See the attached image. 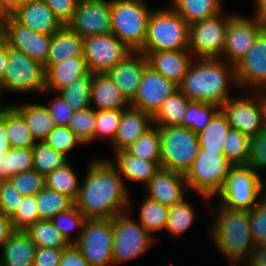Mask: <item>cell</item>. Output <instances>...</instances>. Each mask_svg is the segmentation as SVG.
Segmentation results:
<instances>
[{"label": "cell", "mask_w": 266, "mask_h": 266, "mask_svg": "<svg viewBox=\"0 0 266 266\" xmlns=\"http://www.w3.org/2000/svg\"><path fill=\"white\" fill-rule=\"evenodd\" d=\"M90 105L99 111L125 109L130 106V103L107 73H95L91 85Z\"/></svg>", "instance_id": "27"}, {"label": "cell", "mask_w": 266, "mask_h": 266, "mask_svg": "<svg viewBox=\"0 0 266 266\" xmlns=\"http://www.w3.org/2000/svg\"><path fill=\"white\" fill-rule=\"evenodd\" d=\"M265 183L266 179L249 165H233L216 198L224 207L251 210L266 196Z\"/></svg>", "instance_id": "6"}, {"label": "cell", "mask_w": 266, "mask_h": 266, "mask_svg": "<svg viewBox=\"0 0 266 266\" xmlns=\"http://www.w3.org/2000/svg\"><path fill=\"white\" fill-rule=\"evenodd\" d=\"M11 149L5 130V109L0 113V159Z\"/></svg>", "instance_id": "62"}, {"label": "cell", "mask_w": 266, "mask_h": 266, "mask_svg": "<svg viewBox=\"0 0 266 266\" xmlns=\"http://www.w3.org/2000/svg\"><path fill=\"white\" fill-rule=\"evenodd\" d=\"M88 71L84 56L72 57L55 64L45 72V91L43 93H56Z\"/></svg>", "instance_id": "29"}, {"label": "cell", "mask_w": 266, "mask_h": 266, "mask_svg": "<svg viewBox=\"0 0 266 266\" xmlns=\"http://www.w3.org/2000/svg\"><path fill=\"white\" fill-rule=\"evenodd\" d=\"M59 266H90L79 249L70 244L62 252Z\"/></svg>", "instance_id": "58"}, {"label": "cell", "mask_w": 266, "mask_h": 266, "mask_svg": "<svg viewBox=\"0 0 266 266\" xmlns=\"http://www.w3.org/2000/svg\"><path fill=\"white\" fill-rule=\"evenodd\" d=\"M45 186L68 196L75 202L79 195L80 181L72 168L71 161L48 173L45 176Z\"/></svg>", "instance_id": "40"}, {"label": "cell", "mask_w": 266, "mask_h": 266, "mask_svg": "<svg viewBox=\"0 0 266 266\" xmlns=\"http://www.w3.org/2000/svg\"><path fill=\"white\" fill-rule=\"evenodd\" d=\"M15 230H26L30 225L39 221L36 208V195H27L20 198L17 211L10 217Z\"/></svg>", "instance_id": "49"}, {"label": "cell", "mask_w": 266, "mask_h": 266, "mask_svg": "<svg viewBox=\"0 0 266 266\" xmlns=\"http://www.w3.org/2000/svg\"><path fill=\"white\" fill-rule=\"evenodd\" d=\"M37 248L24 230H15L0 251V266H33Z\"/></svg>", "instance_id": "28"}, {"label": "cell", "mask_w": 266, "mask_h": 266, "mask_svg": "<svg viewBox=\"0 0 266 266\" xmlns=\"http://www.w3.org/2000/svg\"><path fill=\"white\" fill-rule=\"evenodd\" d=\"M253 17L266 30V0H254Z\"/></svg>", "instance_id": "61"}, {"label": "cell", "mask_w": 266, "mask_h": 266, "mask_svg": "<svg viewBox=\"0 0 266 266\" xmlns=\"http://www.w3.org/2000/svg\"><path fill=\"white\" fill-rule=\"evenodd\" d=\"M3 38L9 47L26 53L45 63L51 43V34H42L19 24L11 15L2 20Z\"/></svg>", "instance_id": "17"}, {"label": "cell", "mask_w": 266, "mask_h": 266, "mask_svg": "<svg viewBox=\"0 0 266 266\" xmlns=\"http://www.w3.org/2000/svg\"><path fill=\"white\" fill-rule=\"evenodd\" d=\"M239 90L235 65L222 58H194L178 89L191 101L213 103L221 107L229 98L230 88ZM238 89V90H237Z\"/></svg>", "instance_id": "2"}, {"label": "cell", "mask_w": 266, "mask_h": 266, "mask_svg": "<svg viewBox=\"0 0 266 266\" xmlns=\"http://www.w3.org/2000/svg\"><path fill=\"white\" fill-rule=\"evenodd\" d=\"M5 130L11 148H32L36 144L26 122L11 104L5 108Z\"/></svg>", "instance_id": "35"}, {"label": "cell", "mask_w": 266, "mask_h": 266, "mask_svg": "<svg viewBox=\"0 0 266 266\" xmlns=\"http://www.w3.org/2000/svg\"><path fill=\"white\" fill-rule=\"evenodd\" d=\"M96 122L97 111L92 106L75 111L68 123V128L74 132L84 146H88L95 140Z\"/></svg>", "instance_id": "46"}, {"label": "cell", "mask_w": 266, "mask_h": 266, "mask_svg": "<svg viewBox=\"0 0 266 266\" xmlns=\"http://www.w3.org/2000/svg\"><path fill=\"white\" fill-rule=\"evenodd\" d=\"M54 12V15L63 26L68 25L77 9L79 0H43Z\"/></svg>", "instance_id": "55"}, {"label": "cell", "mask_w": 266, "mask_h": 266, "mask_svg": "<svg viewBox=\"0 0 266 266\" xmlns=\"http://www.w3.org/2000/svg\"><path fill=\"white\" fill-rule=\"evenodd\" d=\"M24 231L38 248L65 249L70 245L50 220H39Z\"/></svg>", "instance_id": "39"}, {"label": "cell", "mask_w": 266, "mask_h": 266, "mask_svg": "<svg viewBox=\"0 0 266 266\" xmlns=\"http://www.w3.org/2000/svg\"><path fill=\"white\" fill-rule=\"evenodd\" d=\"M1 92L45 91L44 65L22 51L8 46L5 75L0 83Z\"/></svg>", "instance_id": "9"}, {"label": "cell", "mask_w": 266, "mask_h": 266, "mask_svg": "<svg viewBox=\"0 0 266 266\" xmlns=\"http://www.w3.org/2000/svg\"><path fill=\"white\" fill-rule=\"evenodd\" d=\"M11 106L22 116L36 142L44 141L57 126L45 104L26 102Z\"/></svg>", "instance_id": "30"}, {"label": "cell", "mask_w": 266, "mask_h": 266, "mask_svg": "<svg viewBox=\"0 0 266 266\" xmlns=\"http://www.w3.org/2000/svg\"><path fill=\"white\" fill-rule=\"evenodd\" d=\"M114 159L108 158L117 168L120 177L125 182H142L146 186L160 170V161H147L130 155L126 150L114 152Z\"/></svg>", "instance_id": "25"}, {"label": "cell", "mask_w": 266, "mask_h": 266, "mask_svg": "<svg viewBox=\"0 0 266 266\" xmlns=\"http://www.w3.org/2000/svg\"><path fill=\"white\" fill-rule=\"evenodd\" d=\"M86 219L74 205L69 210L57 214L50 221L70 244H74L80 237Z\"/></svg>", "instance_id": "44"}, {"label": "cell", "mask_w": 266, "mask_h": 266, "mask_svg": "<svg viewBox=\"0 0 266 266\" xmlns=\"http://www.w3.org/2000/svg\"><path fill=\"white\" fill-rule=\"evenodd\" d=\"M23 195L14 187L10 180L0 181V212L11 217L20 204Z\"/></svg>", "instance_id": "54"}, {"label": "cell", "mask_w": 266, "mask_h": 266, "mask_svg": "<svg viewBox=\"0 0 266 266\" xmlns=\"http://www.w3.org/2000/svg\"><path fill=\"white\" fill-rule=\"evenodd\" d=\"M8 59V45L4 38L0 40V83L3 80Z\"/></svg>", "instance_id": "63"}, {"label": "cell", "mask_w": 266, "mask_h": 266, "mask_svg": "<svg viewBox=\"0 0 266 266\" xmlns=\"http://www.w3.org/2000/svg\"><path fill=\"white\" fill-rule=\"evenodd\" d=\"M83 56V38L68 25L52 34L49 53L45 61V72L53 65L69 58Z\"/></svg>", "instance_id": "26"}, {"label": "cell", "mask_w": 266, "mask_h": 266, "mask_svg": "<svg viewBox=\"0 0 266 266\" xmlns=\"http://www.w3.org/2000/svg\"><path fill=\"white\" fill-rule=\"evenodd\" d=\"M170 6L188 23L210 18L224 10L223 0H170Z\"/></svg>", "instance_id": "31"}, {"label": "cell", "mask_w": 266, "mask_h": 266, "mask_svg": "<svg viewBox=\"0 0 266 266\" xmlns=\"http://www.w3.org/2000/svg\"><path fill=\"white\" fill-rule=\"evenodd\" d=\"M142 53L147 57L149 66L177 85L181 83L194 60L189 49Z\"/></svg>", "instance_id": "23"}, {"label": "cell", "mask_w": 266, "mask_h": 266, "mask_svg": "<svg viewBox=\"0 0 266 266\" xmlns=\"http://www.w3.org/2000/svg\"><path fill=\"white\" fill-rule=\"evenodd\" d=\"M178 89V85L166 79L147 65L144 69L139 88L130 106L140 109L152 117L161 108L164 100Z\"/></svg>", "instance_id": "19"}, {"label": "cell", "mask_w": 266, "mask_h": 266, "mask_svg": "<svg viewBox=\"0 0 266 266\" xmlns=\"http://www.w3.org/2000/svg\"><path fill=\"white\" fill-rule=\"evenodd\" d=\"M9 180L23 196L36 195L45 187V176L35 169L11 176Z\"/></svg>", "instance_id": "51"}, {"label": "cell", "mask_w": 266, "mask_h": 266, "mask_svg": "<svg viewBox=\"0 0 266 266\" xmlns=\"http://www.w3.org/2000/svg\"><path fill=\"white\" fill-rule=\"evenodd\" d=\"M15 231L10 217L0 212V250L11 234Z\"/></svg>", "instance_id": "59"}, {"label": "cell", "mask_w": 266, "mask_h": 266, "mask_svg": "<svg viewBox=\"0 0 266 266\" xmlns=\"http://www.w3.org/2000/svg\"><path fill=\"white\" fill-rule=\"evenodd\" d=\"M145 187L147 197L168 207L182 201L186 192H190L185 175L164 168H160Z\"/></svg>", "instance_id": "20"}, {"label": "cell", "mask_w": 266, "mask_h": 266, "mask_svg": "<svg viewBox=\"0 0 266 266\" xmlns=\"http://www.w3.org/2000/svg\"><path fill=\"white\" fill-rule=\"evenodd\" d=\"M133 51L113 33L83 38V56L92 73H107Z\"/></svg>", "instance_id": "14"}, {"label": "cell", "mask_w": 266, "mask_h": 266, "mask_svg": "<svg viewBox=\"0 0 266 266\" xmlns=\"http://www.w3.org/2000/svg\"><path fill=\"white\" fill-rule=\"evenodd\" d=\"M259 99L262 103L263 106V111H264V121H265V125H266V88H261L256 90Z\"/></svg>", "instance_id": "65"}, {"label": "cell", "mask_w": 266, "mask_h": 266, "mask_svg": "<svg viewBox=\"0 0 266 266\" xmlns=\"http://www.w3.org/2000/svg\"><path fill=\"white\" fill-rule=\"evenodd\" d=\"M258 174L266 170V126L255 136L250 137L248 163Z\"/></svg>", "instance_id": "53"}, {"label": "cell", "mask_w": 266, "mask_h": 266, "mask_svg": "<svg viewBox=\"0 0 266 266\" xmlns=\"http://www.w3.org/2000/svg\"><path fill=\"white\" fill-rule=\"evenodd\" d=\"M235 77L239 90L266 88V30L259 33L254 45L235 64Z\"/></svg>", "instance_id": "16"}, {"label": "cell", "mask_w": 266, "mask_h": 266, "mask_svg": "<svg viewBox=\"0 0 266 266\" xmlns=\"http://www.w3.org/2000/svg\"><path fill=\"white\" fill-rule=\"evenodd\" d=\"M230 129L225 114L219 109L208 125L198 133L200 149L224 155L223 144Z\"/></svg>", "instance_id": "32"}, {"label": "cell", "mask_w": 266, "mask_h": 266, "mask_svg": "<svg viewBox=\"0 0 266 266\" xmlns=\"http://www.w3.org/2000/svg\"><path fill=\"white\" fill-rule=\"evenodd\" d=\"M193 203L186 198L171 206L169 209L168 219L165 232L172 237H180L185 234L194 224L197 217V208H194Z\"/></svg>", "instance_id": "36"}, {"label": "cell", "mask_w": 266, "mask_h": 266, "mask_svg": "<svg viewBox=\"0 0 266 266\" xmlns=\"http://www.w3.org/2000/svg\"><path fill=\"white\" fill-rule=\"evenodd\" d=\"M64 249L37 248L33 266H59Z\"/></svg>", "instance_id": "57"}, {"label": "cell", "mask_w": 266, "mask_h": 266, "mask_svg": "<svg viewBox=\"0 0 266 266\" xmlns=\"http://www.w3.org/2000/svg\"><path fill=\"white\" fill-rule=\"evenodd\" d=\"M3 38V24L2 20H0V40Z\"/></svg>", "instance_id": "68"}, {"label": "cell", "mask_w": 266, "mask_h": 266, "mask_svg": "<svg viewBox=\"0 0 266 266\" xmlns=\"http://www.w3.org/2000/svg\"><path fill=\"white\" fill-rule=\"evenodd\" d=\"M11 16L21 25L42 34H53L63 25L43 0H32L19 5Z\"/></svg>", "instance_id": "22"}, {"label": "cell", "mask_w": 266, "mask_h": 266, "mask_svg": "<svg viewBox=\"0 0 266 266\" xmlns=\"http://www.w3.org/2000/svg\"><path fill=\"white\" fill-rule=\"evenodd\" d=\"M233 164L217 152L199 149L192 167L185 175L190 191L210 202L222 190Z\"/></svg>", "instance_id": "7"}, {"label": "cell", "mask_w": 266, "mask_h": 266, "mask_svg": "<svg viewBox=\"0 0 266 266\" xmlns=\"http://www.w3.org/2000/svg\"><path fill=\"white\" fill-rule=\"evenodd\" d=\"M124 109L99 110L97 111V122L95 129V139L106 138L112 142L120 125L122 112Z\"/></svg>", "instance_id": "50"}, {"label": "cell", "mask_w": 266, "mask_h": 266, "mask_svg": "<svg viewBox=\"0 0 266 266\" xmlns=\"http://www.w3.org/2000/svg\"><path fill=\"white\" fill-rule=\"evenodd\" d=\"M74 205L75 202L71 198L46 186L36 194L39 220H51L57 214L69 210Z\"/></svg>", "instance_id": "37"}, {"label": "cell", "mask_w": 266, "mask_h": 266, "mask_svg": "<svg viewBox=\"0 0 266 266\" xmlns=\"http://www.w3.org/2000/svg\"><path fill=\"white\" fill-rule=\"evenodd\" d=\"M82 180L75 206L87 219H112L131 209L129 189L108 158L90 161Z\"/></svg>", "instance_id": "1"}, {"label": "cell", "mask_w": 266, "mask_h": 266, "mask_svg": "<svg viewBox=\"0 0 266 266\" xmlns=\"http://www.w3.org/2000/svg\"><path fill=\"white\" fill-rule=\"evenodd\" d=\"M44 142L54 150L67 156L70 160V151L75 146L83 145L68 126H56L49 132Z\"/></svg>", "instance_id": "48"}, {"label": "cell", "mask_w": 266, "mask_h": 266, "mask_svg": "<svg viewBox=\"0 0 266 266\" xmlns=\"http://www.w3.org/2000/svg\"><path fill=\"white\" fill-rule=\"evenodd\" d=\"M93 74L88 71L85 75L74 80L70 85L56 92L65 101L67 107L72 108L74 111H80L91 106L90 99Z\"/></svg>", "instance_id": "34"}, {"label": "cell", "mask_w": 266, "mask_h": 266, "mask_svg": "<svg viewBox=\"0 0 266 266\" xmlns=\"http://www.w3.org/2000/svg\"><path fill=\"white\" fill-rule=\"evenodd\" d=\"M161 135L159 127L152 126L142 134L126 151L147 161H160Z\"/></svg>", "instance_id": "43"}, {"label": "cell", "mask_w": 266, "mask_h": 266, "mask_svg": "<svg viewBox=\"0 0 266 266\" xmlns=\"http://www.w3.org/2000/svg\"><path fill=\"white\" fill-rule=\"evenodd\" d=\"M68 26L82 38L111 33L110 0H79Z\"/></svg>", "instance_id": "18"}, {"label": "cell", "mask_w": 266, "mask_h": 266, "mask_svg": "<svg viewBox=\"0 0 266 266\" xmlns=\"http://www.w3.org/2000/svg\"><path fill=\"white\" fill-rule=\"evenodd\" d=\"M216 209L209 226V237L215 248L228 259L230 266H242L256 248L250 229L249 210L231 209L220 203Z\"/></svg>", "instance_id": "3"}, {"label": "cell", "mask_w": 266, "mask_h": 266, "mask_svg": "<svg viewBox=\"0 0 266 266\" xmlns=\"http://www.w3.org/2000/svg\"><path fill=\"white\" fill-rule=\"evenodd\" d=\"M143 198L139 207L138 222L153 236L154 232L165 230L170 207L162 205L147 196Z\"/></svg>", "instance_id": "38"}, {"label": "cell", "mask_w": 266, "mask_h": 266, "mask_svg": "<svg viewBox=\"0 0 266 266\" xmlns=\"http://www.w3.org/2000/svg\"><path fill=\"white\" fill-rule=\"evenodd\" d=\"M249 220L256 246L266 245V196L249 210Z\"/></svg>", "instance_id": "52"}, {"label": "cell", "mask_w": 266, "mask_h": 266, "mask_svg": "<svg viewBox=\"0 0 266 266\" xmlns=\"http://www.w3.org/2000/svg\"><path fill=\"white\" fill-rule=\"evenodd\" d=\"M32 155L33 169L44 176L63 167L70 161L67 156L54 150L44 141L36 142L32 147Z\"/></svg>", "instance_id": "42"}, {"label": "cell", "mask_w": 266, "mask_h": 266, "mask_svg": "<svg viewBox=\"0 0 266 266\" xmlns=\"http://www.w3.org/2000/svg\"><path fill=\"white\" fill-rule=\"evenodd\" d=\"M220 109L232 129L249 137L257 135L266 126L263 106L256 91H243L238 96L233 95Z\"/></svg>", "instance_id": "13"}, {"label": "cell", "mask_w": 266, "mask_h": 266, "mask_svg": "<svg viewBox=\"0 0 266 266\" xmlns=\"http://www.w3.org/2000/svg\"><path fill=\"white\" fill-rule=\"evenodd\" d=\"M250 137L236 129H230L223 144L224 156L233 165H247Z\"/></svg>", "instance_id": "47"}, {"label": "cell", "mask_w": 266, "mask_h": 266, "mask_svg": "<svg viewBox=\"0 0 266 266\" xmlns=\"http://www.w3.org/2000/svg\"><path fill=\"white\" fill-rule=\"evenodd\" d=\"M160 166L186 175L200 149L198 134L181 126L159 127Z\"/></svg>", "instance_id": "8"}, {"label": "cell", "mask_w": 266, "mask_h": 266, "mask_svg": "<svg viewBox=\"0 0 266 266\" xmlns=\"http://www.w3.org/2000/svg\"><path fill=\"white\" fill-rule=\"evenodd\" d=\"M55 95L56 98L54 97L53 99L48 100V104L46 105L45 103V106L57 126H68V123L75 111L66 106L65 101L58 93H55Z\"/></svg>", "instance_id": "56"}, {"label": "cell", "mask_w": 266, "mask_h": 266, "mask_svg": "<svg viewBox=\"0 0 266 266\" xmlns=\"http://www.w3.org/2000/svg\"><path fill=\"white\" fill-rule=\"evenodd\" d=\"M262 30L253 16L235 12L227 23L223 60L235 65L254 45Z\"/></svg>", "instance_id": "15"}, {"label": "cell", "mask_w": 266, "mask_h": 266, "mask_svg": "<svg viewBox=\"0 0 266 266\" xmlns=\"http://www.w3.org/2000/svg\"><path fill=\"white\" fill-rule=\"evenodd\" d=\"M189 24L170 6L154 9L140 52L188 49Z\"/></svg>", "instance_id": "5"}, {"label": "cell", "mask_w": 266, "mask_h": 266, "mask_svg": "<svg viewBox=\"0 0 266 266\" xmlns=\"http://www.w3.org/2000/svg\"><path fill=\"white\" fill-rule=\"evenodd\" d=\"M243 264L244 266H266V245L256 246L251 258Z\"/></svg>", "instance_id": "60"}, {"label": "cell", "mask_w": 266, "mask_h": 266, "mask_svg": "<svg viewBox=\"0 0 266 266\" xmlns=\"http://www.w3.org/2000/svg\"><path fill=\"white\" fill-rule=\"evenodd\" d=\"M189 100L179 89L170 94L162 103L161 108L152 117L157 127L180 125L187 112Z\"/></svg>", "instance_id": "33"}, {"label": "cell", "mask_w": 266, "mask_h": 266, "mask_svg": "<svg viewBox=\"0 0 266 266\" xmlns=\"http://www.w3.org/2000/svg\"><path fill=\"white\" fill-rule=\"evenodd\" d=\"M220 107L213 103L191 101L179 126L199 133L205 128Z\"/></svg>", "instance_id": "45"}, {"label": "cell", "mask_w": 266, "mask_h": 266, "mask_svg": "<svg viewBox=\"0 0 266 266\" xmlns=\"http://www.w3.org/2000/svg\"><path fill=\"white\" fill-rule=\"evenodd\" d=\"M147 65V57L140 51H133L107 72L129 103L137 94L144 69Z\"/></svg>", "instance_id": "21"}, {"label": "cell", "mask_w": 266, "mask_h": 266, "mask_svg": "<svg viewBox=\"0 0 266 266\" xmlns=\"http://www.w3.org/2000/svg\"><path fill=\"white\" fill-rule=\"evenodd\" d=\"M33 169L32 148H11L0 159V181Z\"/></svg>", "instance_id": "41"}, {"label": "cell", "mask_w": 266, "mask_h": 266, "mask_svg": "<svg viewBox=\"0 0 266 266\" xmlns=\"http://www.w3.org/2000/svg\"><path fill=\"white\" fill-rule=\"evenodd\" d=\"M74 245L90 266H114L112 219H86Z\"/></svg>", "instance_id": "12"}, {"label": "cell", "mask_w": 266, "mask_h": 266, "mask_svg": "<svg viewBox=\"0 0 266 266\" xmlns=\"http://www.w3.org/2000/svg\"><path fill=\"white\" fill-rule=\"evenodd\" d=\"M235 13L223 11L189 24L188 49L196 59L222 58L227 23Z\"/></svg>", "instance_id": "11"}, {"label": "cell", "mask_w": 266, "mask_h": 266, "mask_svg": "<svg viewBox=\"0 0 266 266\" xmlns=\"http://www.w3.org/2000/svg\"><path fill=\"white\" fill-rule=\"evenodd\" d=\"M1 97L2 96H1V90H0V113L9 105L7 102L6 103L1 102L2 101Z\"/></svg>", "instance_id": "67"}, {"label": "cell", "mask_w": 266, "mask_h": 266, "mask_svg": "<svg viewBox=\"0 0 266 266\" xmlns=\"http://www.w3.org/2000/svg\"><path fill=\"white\" fill-rule=\"evenodd\" d=\"M129 214L128 210L112 218L114 265L138 258L157 241L155 235H150L137 220L129 217Z\"/></svg>", "instance_id": "10"}, {"label": "cell", "mask_w": 266, "mask_h": 266, "mask_svg": "<svg viewBox=\"0 0 266 266\" xmlns=\"http://www.w3.org/2000/svg\"><path fill=\"white\" fill-rule=\"evenodd\" d=\"M9 15H11V12L3 5V1L0 0V20L5 19Z\"/></svg>", "instance_id": "66"}, {"label": "cell", "mask_w": 266, "mask_h": 266, "mask_svg": "<svg viewBox=\"0 0 266 266\" xmlns=\"http://www.w3.org/2000/svg\"><path fill=\"white\" fill-rule=\"evenodd\" d=\"M3 5L12 13L19 5L32 0H2Z\"/></svg>", "instance_id": "64"}, {"label": "cell", "mask_w": 266, "mask_h": 266, "mask_svg": "<svg viewBox=\"0 0 266 266\" xmlns=\"http://www.w3.org/2000/svg\"><path fill=\"white\" fill-rule=\"evenodd\" d=\"M152 126L151 115L132 106L125 108L117 133L111 142L113 152L126 150Z\"/></svg>", "instance_id": "24"}, {"label": "cell", "mask_w": 266, "mask_h": 266, "mask_svg": "<svg viewBox=\"0 0 266 266\" xmlns=\"http://www.w3.org/2000/svg\"><path fill=\"white\" fill-rule=\"evenodd\" d=\"M151 8L145 0H110L111 33L139 51L146 41Z\"/></svg>", "instance_id": "4"}]
</instances>
